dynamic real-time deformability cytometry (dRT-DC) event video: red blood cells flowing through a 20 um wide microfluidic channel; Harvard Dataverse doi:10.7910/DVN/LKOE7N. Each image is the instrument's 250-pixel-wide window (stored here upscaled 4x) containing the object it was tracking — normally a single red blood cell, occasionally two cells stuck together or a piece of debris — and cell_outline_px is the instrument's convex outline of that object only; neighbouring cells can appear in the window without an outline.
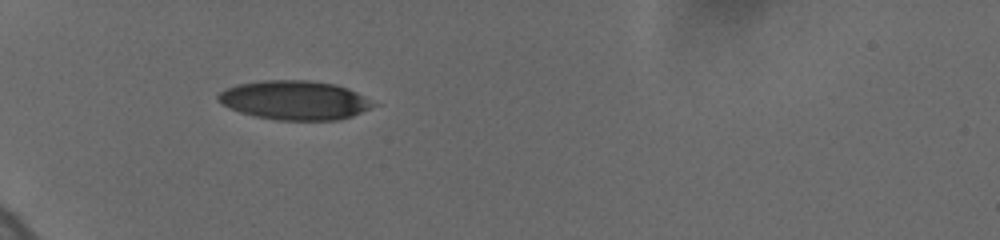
{"species": "human", "species_latin": "Homo sapiens", "temperature_condition": "cold", "stored_images_in_passage": 5, "camera_frame_rate_fps": 3000, "um_per_image_px": 0.085, "donor": {"sex": "female"}, "frame": {"image": 1, "passage_image": 1, "time_ms": 0.0, "image_size_px": [1000, 240], "cell_outline_px": [[380, 104], [352, 116], [340, 120], [276, 120], [256, 116], [240, 112], [216, 100], [216, 96], [220, 92], [236, 84], [260, 80], [308, 80], [336, 84], [348, 88]], "centroid_in_image_um": [25.08, 8.51], "position_along_channel_um": 59.9, "area_um2": 35.49}}
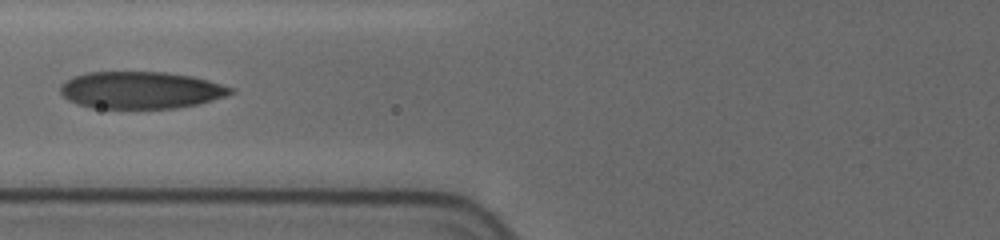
{"frame": {"image": 2, "passage_image": 4, "time_ms": 2.0, "image_size_px": [1000, 240], "cell_outline_px": [[236, 92], [212, 100], [196, 104], [176, 108], [92, 108], [76, 104], [68, 100], [60, 92], [60, 88], [72, 76], [88, 72], [168, 72], [192, 76], [208, 80], [236, 88]], "centroid_in_image_um": [11.99, 7.66], "position_along_channel_um": 113.8, "area_um2": 36.88}}